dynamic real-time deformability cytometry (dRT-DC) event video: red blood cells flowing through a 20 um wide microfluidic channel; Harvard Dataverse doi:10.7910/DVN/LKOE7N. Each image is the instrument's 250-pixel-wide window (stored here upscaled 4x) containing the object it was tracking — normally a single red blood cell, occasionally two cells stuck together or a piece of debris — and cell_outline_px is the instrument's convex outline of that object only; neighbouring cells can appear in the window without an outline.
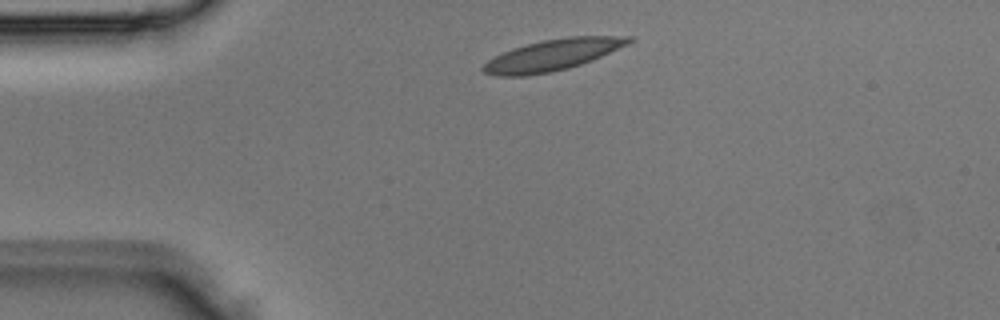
{"species": "Egyptian fruit bat (a non-hibernating species)", "species_latin": "Rousettus aegyptiacus", "temperature_condition": "room temperature", "stored_images_in_passage": 1, "camera_frame_rate_fps": 3000, "um_per_image_px": 0.085, "animal": {"sex": "male"}, "frame": {"image": 1, "passage_image": 1, "time_ms": 0.0, "image_size_px": [1000, 320], "cell_outline_px": [[636, 40], [628, 44], [592, 60], [568, 68], [552, 72], [524, 76], [496, 76], [484, 72], [480, 68], [488, 60], [512, 48], [544, 40], [568, 36], [632, 36]], "centroid_in_image_um": [46.98, 4.67], "position_along_channel_um": 38.0, "area_um2": 26.36}}